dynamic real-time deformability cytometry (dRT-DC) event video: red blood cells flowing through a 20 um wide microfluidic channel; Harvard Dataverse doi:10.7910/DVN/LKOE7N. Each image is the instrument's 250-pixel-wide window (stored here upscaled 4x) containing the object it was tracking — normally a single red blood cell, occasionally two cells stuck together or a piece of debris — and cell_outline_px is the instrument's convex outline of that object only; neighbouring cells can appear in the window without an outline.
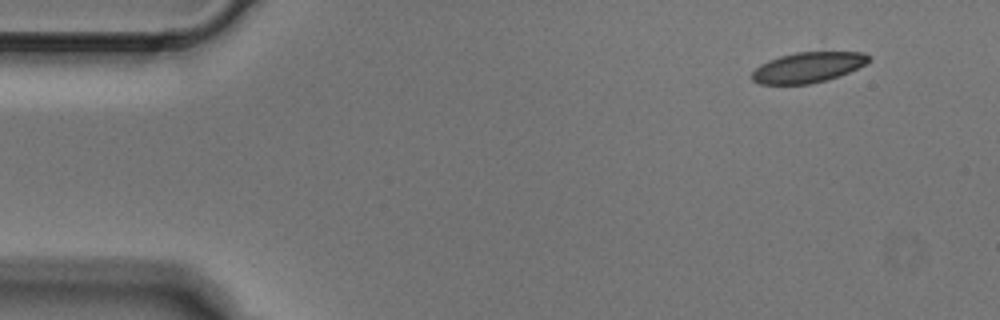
{"species": "Egyptian fruit bat (a non-hibernating species)", "species_latin": "Rousettus aegyptiacus", "temperature_condition": "cold", "stored_images_in_passage": 4, "camera_frame_rate_fps": 3000, "um_per_image_px": 0.085, "animal": {"sex": "male"}, "frame": {"image": 1, "passage_image": 1, "time_ms": 0.0, "image_size_px": [1000, 320], "cell_outline_px": [[872, 60], [840, 76], [808, 84], [760, 84], [752, 80], [752, 72], [760, 64], [768, 60], [780, 56], [796, 52], [864, 52], [872, 56]], "centroid_in_image_um": [68.68, 5.71], "position_along_channel_um": 16.3, "area_um2": 20.63}}
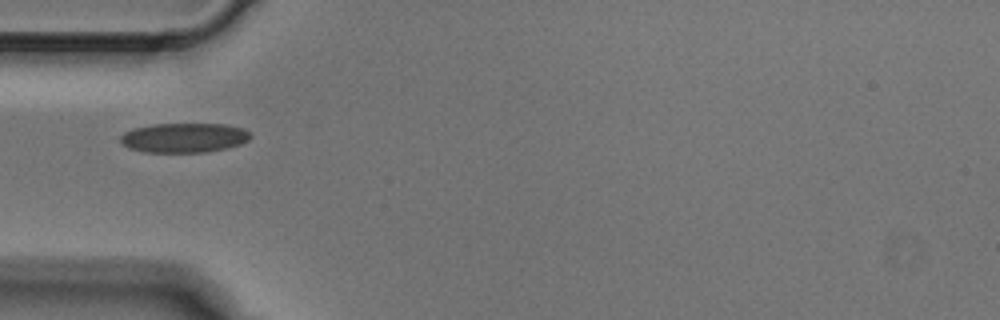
{"frame": {"image": 2, "passage_image": 4, "time_ms": 1.0, "image_size_px": [1000, 320], "cell_outline_px": [[252, 136], [248, 140], [240, 144], [228, 148], [208, 152], [144, 152], [128, 148], [120, 144], [120, 136], [124, 132], [132, 128], [152, 124], [224, 124], [244, 128]], "centroid_in_image_um": [15.61, 11.71], "position_along_channel_um": 69.4, "area_um2": 22.66}}